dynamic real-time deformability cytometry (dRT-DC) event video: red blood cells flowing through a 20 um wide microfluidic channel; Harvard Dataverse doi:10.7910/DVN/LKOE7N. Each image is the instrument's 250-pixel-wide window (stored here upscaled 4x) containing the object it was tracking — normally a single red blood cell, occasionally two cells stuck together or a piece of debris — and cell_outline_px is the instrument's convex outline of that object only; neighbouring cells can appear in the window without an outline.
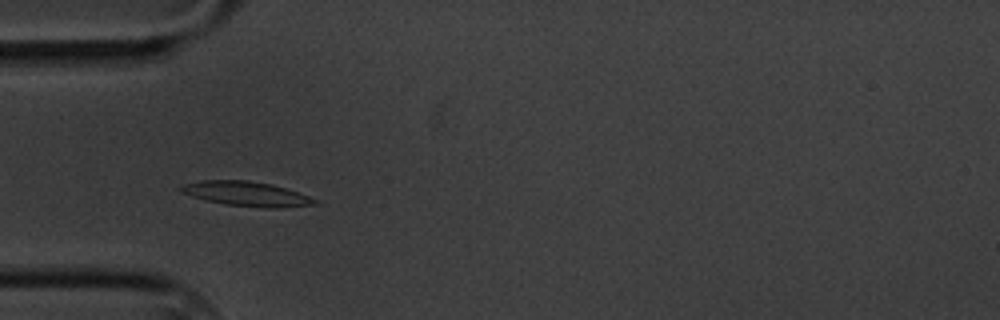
{"species": "common noctule bat (a hibernating species)", "species_latin": "Nyctalus noctula", "temperature_condition": "cold", "stored_images_in_passage": 7, "camera_frame_rate_fps": 3000, "um_per_image_px": 0.085, "animal": {"sex": "male", "body_mass_g": 20.1, "forearm_length_mm": 53.5}, "frame": {"image": 1, "passage_image": 5, "time_ms": 4.667, "image_size_px": [1000, 320], "cell_outline_px": [[320, 204], [276, 208], [264, 208], [224, 204], [192, 196], [180, 192], [176, 188], [184, 184], [200, 180], [248, 180], [272, 184], [320, 200]], "centroid_in_image_um": [20.95, 16.47], "position_along_channel_um": 64.1, "area_um2": 19.25}}
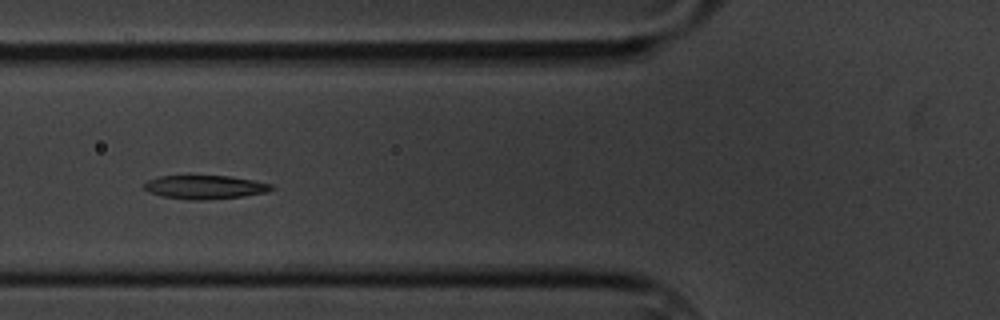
{"frame": {"image": 2, "passage_image": 6, "time_ms": 6.0, "image_size_px": [1000, 320], "cell_outline_px": [[276, 188], [268, 192], [244, 196], [204, 200], [188, 200], [160, 196], [148, 192], [144, 188], [144, 184], [148, 180], [160, 176], [188, 172], [232, 176], [272, 184]], "centroid_in_image_um": [17.38, 15.85], "position_along_channel_um": 108.4, "area_um2": 18.73}}
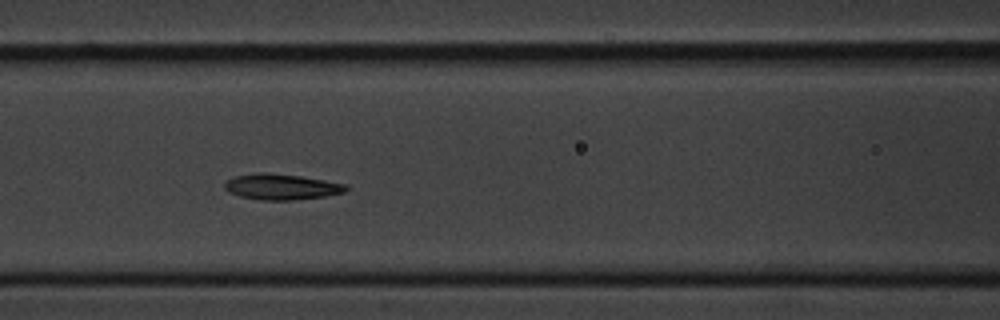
{"frame": {"image": 3, "passage_image": 7, "time_ms": 7.0, "image_size_px": [1000, 320], "cell_outline_px": [[348, 188], [344, 192], [324, 196], [296, 200], [260, 200], [240, 196], [228, 192], [224, 188], [224, 184], [228, 180], [236, 176], [256, 172], [268, 172], [300, 176], [324, 180], [344, 184]], "centroid_in_image_um": [23.88, 15.87], "position_along_channel_um": 142.7, "area_um2": 18.15}}